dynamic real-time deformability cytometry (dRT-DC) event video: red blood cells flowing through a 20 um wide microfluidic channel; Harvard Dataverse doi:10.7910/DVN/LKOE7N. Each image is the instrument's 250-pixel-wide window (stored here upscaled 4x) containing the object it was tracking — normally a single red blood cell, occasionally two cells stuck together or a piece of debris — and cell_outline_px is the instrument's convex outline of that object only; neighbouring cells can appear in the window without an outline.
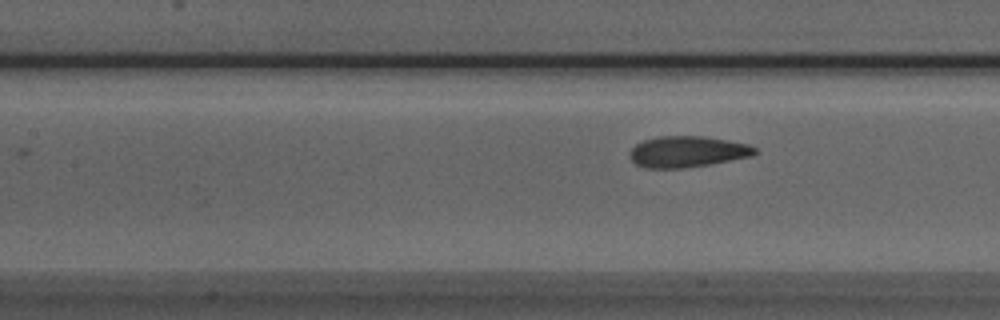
{"species": "Egyptian fruit bat (a non-hibernating species)", "species_latin": "Rousettus aegyptiacus", "temperature_condition": "room temperature", "stored_images_in_passage": 4, "camera_frame_rate_fps": 3000, "um_per_image_px": 0.085, "animal": {"sex": "male"}, "frame": {"image": 1, "passage_image": 4, "time_ms": 1.0, "image_size_px": [1000, 320], "cell_outline_px": [[760, 152], [752, 156], [708, 164], [680, 168], [644, 168], [636, 164], [632, 160], [632, 148], [636, 144], [644, 140], [660, 136], [704, 136], [748, 144], [756, 148]], "centroid_in_image_um": [58.46, 12.89], "position_along_channel_um": 148.9, "area_um2": 22.43}}